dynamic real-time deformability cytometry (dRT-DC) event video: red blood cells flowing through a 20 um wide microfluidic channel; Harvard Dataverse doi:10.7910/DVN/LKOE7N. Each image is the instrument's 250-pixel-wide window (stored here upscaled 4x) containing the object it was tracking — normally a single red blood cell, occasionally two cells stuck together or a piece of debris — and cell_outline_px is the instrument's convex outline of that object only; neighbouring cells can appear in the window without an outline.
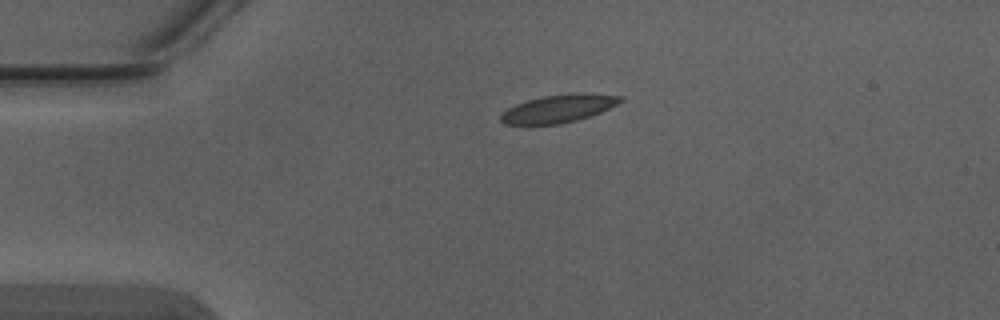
{"species": "Egyptian fruit bat (a non-hibernating species)", "species_latin": "Rousettus aegyptiacus", "temperature_condition": "warm", "stored_images_in_passage": 2, "camera_frame_rate_fps": 3000, "um_per_image_px": 0.085, "animal": {"sex": "male"}, "frame": {"image": 1, "passage_image": 1, "time_ms": 0.0, "image_size_px": [1000, 320], "cell_outline_px": [[624, 100], [600, 112], [576, 120], [560, 124], [504, 124], [500, 120], [500, 112], [516, 104], [528, 100], [544, 96], [580, 92], [624, 96]], "centroid_in_image_um": [47.46, 9.22], "position_along_channel_um": 37.5, "area_um2": 19.31}}